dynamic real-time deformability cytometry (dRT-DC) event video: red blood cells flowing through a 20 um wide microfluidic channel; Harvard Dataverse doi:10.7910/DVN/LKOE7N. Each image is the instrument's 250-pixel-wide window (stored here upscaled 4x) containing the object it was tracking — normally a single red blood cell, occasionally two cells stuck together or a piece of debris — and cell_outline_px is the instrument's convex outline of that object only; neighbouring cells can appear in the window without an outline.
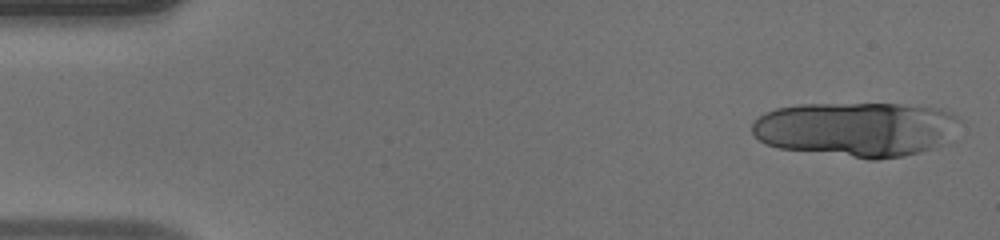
{"species": "human", "species_latin": "Homo sapiens", "temperature_condition": "warm", "stored_images_in_passage": 13, "camera_frame_rate_fps": 3000, "um_per_image_px": 0.085, "donor": {"sex": "male"}, "frame": {"image": 1, "passage_image": 1, "time_ms": 0.0, "image_size_px": [1000, 240], "cell_outline_px": [[960, 120], [948, 144], [936, 148], [904, 156], [876, 160], [868, 160], [780, 148], [764, 144], [752, 132], [752, 120], [764, 112], [776, 108], [800, 104], [900, 104], [940, 108], [956, 116]], "centroid_in_image_um": [72.79, 10.99], "position_along_channel_um": 12.2, "area_um2": 67.11}}